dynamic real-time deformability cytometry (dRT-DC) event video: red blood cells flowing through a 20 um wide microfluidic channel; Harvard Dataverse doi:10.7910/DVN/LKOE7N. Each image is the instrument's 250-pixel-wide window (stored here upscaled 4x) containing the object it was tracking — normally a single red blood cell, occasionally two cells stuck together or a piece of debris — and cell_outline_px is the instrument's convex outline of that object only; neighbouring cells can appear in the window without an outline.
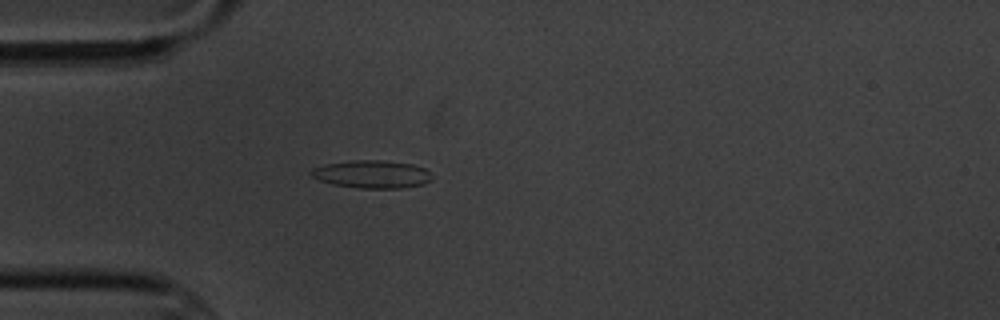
{"species": "common noctule bat (a hibernating species)", "species_latin": "Nyctalus noctula", "temperature_condition": "cold", "stored_images_in_passage": 3, "camera_frame_rate_fps": 3000, "um_per_image_px": 0.085, "animal": {"sex": "male", "body_mass_g": 20.1, "forearm_length_mm": 53.5}, "frame": {"image": 1, "passage_image": 3, "time_ms": 2.333, "image_size_px": [1000, 320], "cell_outline_px": [[432, 180], [424, 184], [400, 188], [360, 188], [332, 184], [320, 180], [312, 176], [308, 172], [312, 168], [328, 164], [352, 160], [380, 160], [412, 164], [424, 168], [432, 176]], "centroid_in_image_um": [31.62, 14.81], "position_along_channel_um": 53.4, "area_um2": 19.48}}